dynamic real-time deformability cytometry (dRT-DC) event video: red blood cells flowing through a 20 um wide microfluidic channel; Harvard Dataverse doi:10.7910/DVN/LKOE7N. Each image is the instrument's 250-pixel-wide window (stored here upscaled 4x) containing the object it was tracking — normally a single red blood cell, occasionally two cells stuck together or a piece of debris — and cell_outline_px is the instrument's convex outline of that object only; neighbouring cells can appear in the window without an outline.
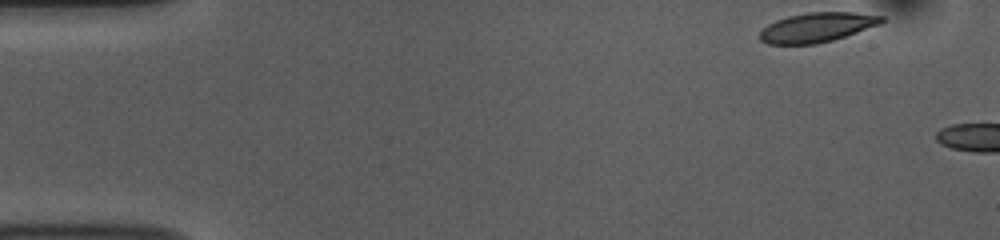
{"species": "common noctule bat (a hibernating species)", "species_latin": "Nyctalus noctula", "temperature_condition": "room temperature", "stored_images_in_passage": 4, "camera_frame_rate_fps": 3000, "um_per_image_px": 0.085, "animal": {"sex": "female", "body_mass_g": 10.0, "forearm_length_mm": 53.1}, "frame": {"image": 1, "passage_image": 1, "time_ms": 0.0, "image_size_px": [1000, 240], "cell_outline_px": [[884, 20], [880, 24], [832, 40], [816, 44], [768, 44], [760, 40], [760, 32], [768, 24], [776, 20], [788, 16], [808, 12], [856, 12], [884, 16]], "centroid_in_image_um": [69.44, 2.32], "position_along_channel_um": 15.6, "area_um2": 20.81}}